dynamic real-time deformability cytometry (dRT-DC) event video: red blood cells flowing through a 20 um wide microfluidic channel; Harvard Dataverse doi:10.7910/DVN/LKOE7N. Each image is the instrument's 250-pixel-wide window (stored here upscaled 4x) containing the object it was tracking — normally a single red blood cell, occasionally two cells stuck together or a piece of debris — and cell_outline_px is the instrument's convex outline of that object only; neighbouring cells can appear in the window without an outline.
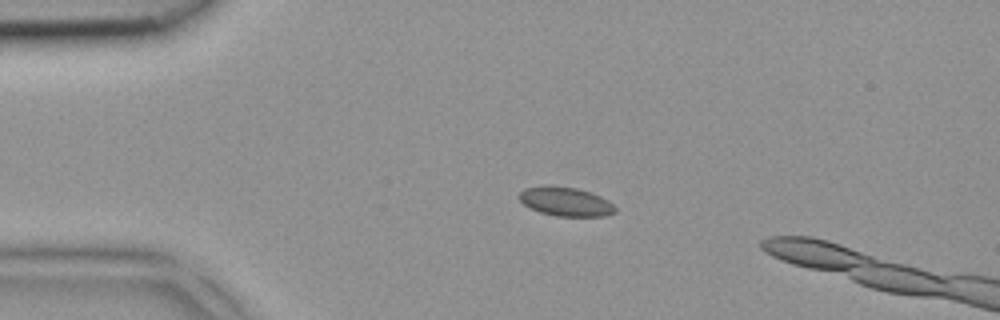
{"species": "common noctule bat (a hibernating species)", "species_latin": "Nyctalus noctula", "temperature_condition": "room temperature", "stored_images_in_passage": 5, "segment_of_instrument_passage": [2, 2], "camera_frame_rate_fps": 3000, "um_per_image_px": 0.085, "animal": {"sex": "female", "body_mass_g": 18.4}, "frame": {"image": 1, "passage_image": 3, "time_ms": 0.667, "image_size_px": [1000, 320], "cell_outline_px": [[616, 212], [604, 216], [556, 216], [540, 212], [524, 204], [516, 196], [524, 188], [544, 184], [548, 184], [576, 188], [592, 192], [608, 200], [616, 208]], "centroid_in_image_um": [48.05, 17.11], "position_along_channel_um": 36.9, "area_um2": 16.47}}